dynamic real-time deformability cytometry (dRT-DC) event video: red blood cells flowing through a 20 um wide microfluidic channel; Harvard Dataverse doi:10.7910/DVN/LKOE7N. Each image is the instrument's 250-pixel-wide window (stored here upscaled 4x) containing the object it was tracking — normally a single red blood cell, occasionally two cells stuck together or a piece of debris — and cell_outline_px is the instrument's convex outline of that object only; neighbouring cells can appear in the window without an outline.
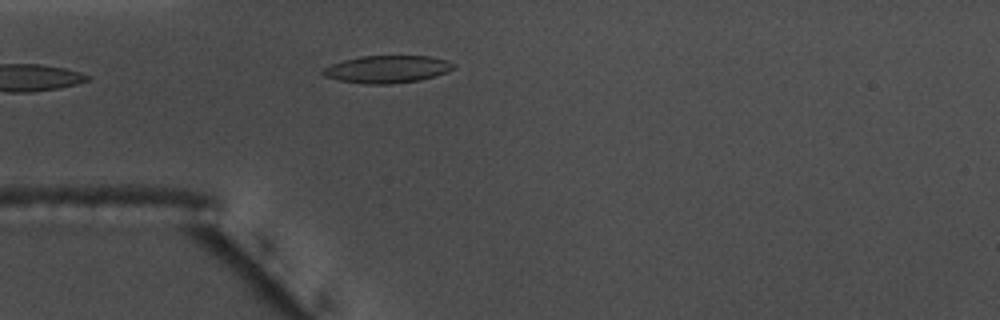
{"species": "common noctule bat (a hibernating species)", "species_latin": "Nyctalus noctula", "temperature_condition": "warm", "stored_images_in_passage": 35, "camera_frame_rate_fps": 3000, "um_per_image_px": 0.085, "animal": {"sex": "male", "body_mass_g": 17.5, "forearm_length_mm": 52.3}, "frame": {"image": 1, "passage_image": 1, "time_ms": 0.0, "image_size_px": [1000, 320], "cell_outline_px": [[456, 68], [448, 72], [436, 76], [420, 80], [392, 84], [364, 84], [340, 80], [324, 76], [320, 72], [324, 68], [332, 64], [344, 60], [360, 56], [432, 56], [448, 60], [456, 64]], "centroid_in_image_um": [32.97, 5.88], "position_along_channel_um": 52.0, "area_um2": 21.1}, "authors_computed_cell_mechanics": {"area_um2": 20.4612, "velocity_mm_per_s": 3.6485, "shape_relaxation_time_tau1_ms": 6.6413, "shape_relaxation_time_tau2_ms": 1.8517, "deformation_change_tau1": 0.1845, "deformation_change_tau2": 0.0796}}